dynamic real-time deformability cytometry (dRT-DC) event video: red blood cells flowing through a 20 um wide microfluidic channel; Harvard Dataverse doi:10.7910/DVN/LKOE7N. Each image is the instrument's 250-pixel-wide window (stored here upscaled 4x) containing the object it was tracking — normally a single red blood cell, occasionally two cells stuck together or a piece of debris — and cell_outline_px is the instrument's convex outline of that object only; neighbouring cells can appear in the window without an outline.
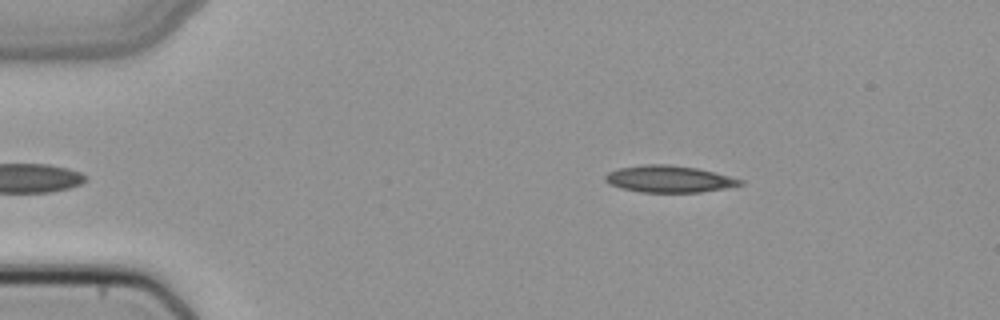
{"species": "common noctule bat (a hibernating species)", "species_latin": "Nyctalus noctula", "temperature_condition": "cold", "stored_images_in_passage": 44, "camera_frame_rate_fps": 3000, "um_per_image_px": 0.085, "animal": {"sex": "female", "body_mass_g": 22.7, "forearm_length_mm": 54.2}, "frame": {"image": 1, "passage_image": 2, "time_ms": 0.333, "image_size_px": [1000, 320], "cell_outline_px": [[744, 184], [724, 188], [700, 192], [640, 192], [620, 188], [608, 184], [604, 180], [604, 176], [608, 172], [620, 168], [644, 164], [668, 164], [696, 168], [744, 180]], "centroid_in_image_um": [56.82, 15.22], "position_along_channel_um": 28.2, "area_um2": 20.98}}
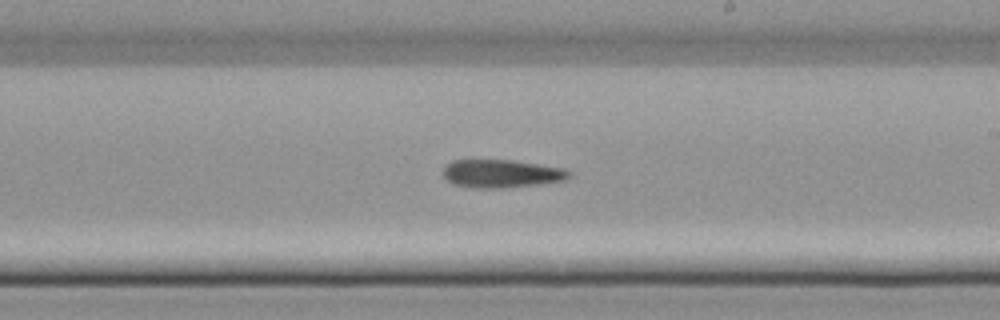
{"frame": {"image": 2, "passage_image": 23, "time_ms": 7.333, "image_size_px": [1000, 320], "cell_outline_px": [[572, 176], [564, 180], [536, 184], [500, 188], [476, 188], [452, 184], [444, 176], [444, 168], [452, 160], [512, 160], [564, 168], [572, 172]], "centroid_in_image_um": [42.64, 14.75], "position_along_channel_um": 246.4, "area_um2": 20.46}}
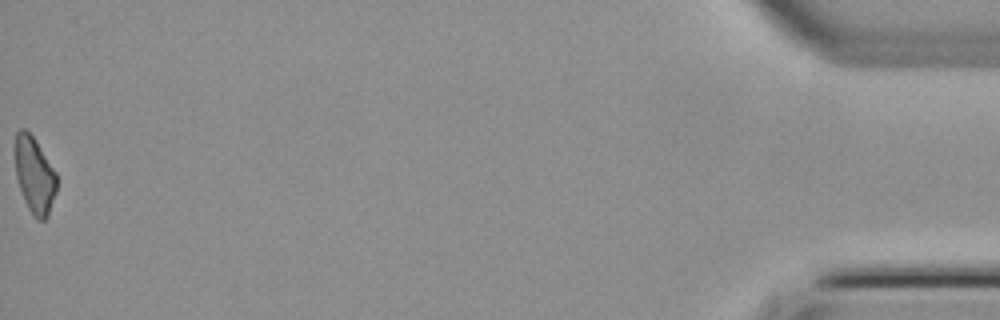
{"frame": {"image": 3, "passage_image": 44, "time_ms": 14.333, "image_size_px": [1000, 320], "cell_outline_px": [[56, 192], [48, 216], [44, 220], [36, 220], [32, 216], [24, 200], [16, 176], [12, 144], [16, 132], [20, 128], [24, 128], [32, 136], [56, 172]], "centroid_in_image_um": [2.88, 14.87], "position_along_channel_um": 432.3, "area_um2": 18.84}}